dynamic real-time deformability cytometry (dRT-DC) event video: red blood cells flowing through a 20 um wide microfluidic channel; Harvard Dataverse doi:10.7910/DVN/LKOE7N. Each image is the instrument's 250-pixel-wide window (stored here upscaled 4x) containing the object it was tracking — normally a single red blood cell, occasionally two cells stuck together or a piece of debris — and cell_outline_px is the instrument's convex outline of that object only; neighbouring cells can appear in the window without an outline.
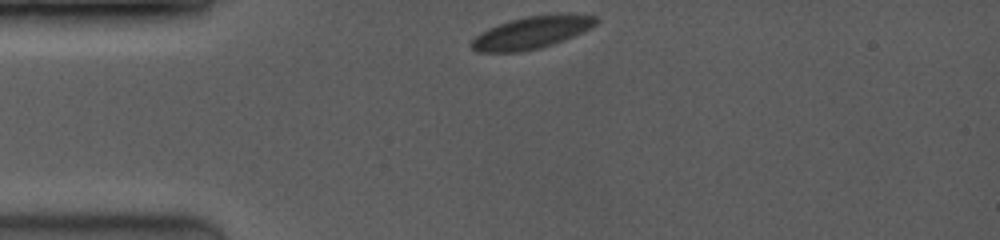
{"species": "common noctule bat (a hibernating species)", "species_latin": "Nyctalus noctula", "temperature_condition": "room temperature", "stored_images_in_passage": 30, "camera_frame_rate_fps": 3500, "um_per_image_px": 0.085, "animal": {"sex": "female", "body_mass_g": 19.0, "forearm_length_mm": 53.3}, "frame": {"image": 1, "passage_image": 1, "time_ms": 0.0, "image_size_px": [1000, 240], "cell_outline_px": [[600, 20], [596, 24], [580, 32], [552, 44], [540, 48], [520, 52], [476, 52], [468, 44], [480, 32], [488, 28], [512, 20], [528, 16], [596, 16]], "centroid_in_image_um": [45.05, 2.82], "position_along_channel_um": 39.9, "area_um2": 22.43}}
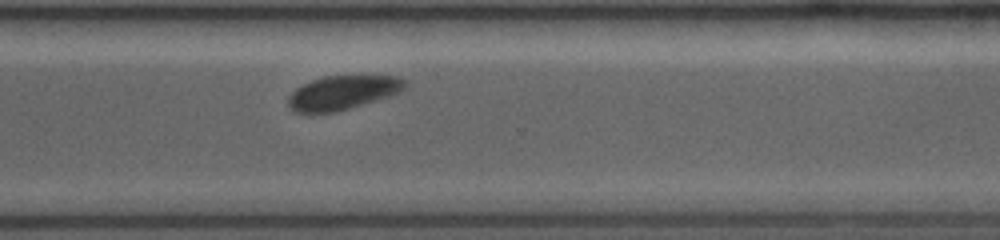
{"frame": {"image": 2, "passage_image": 24, "time_ms": 8.286, "image_size_px": [1000, 240], "cell_outline_px": [[408, 84], [400, 92], [388, 96], [348, 108], [332, 112], [292, 112], [288, 104], [288, 96], [296, 88], [312, 80], [324, 76], [400, 76], [408, 80]], "centroid_in_image_um": [29.14, 7.85], "position_along_channel_um": 341.5, "area_um2": 22.89}}
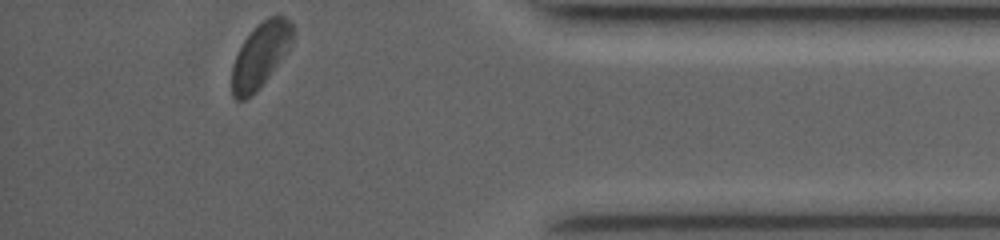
{"frame": {"image": 3, "passage_image": 30, "time_ms": 10.571, "image_size_px": [1000, 240], "cell_outline_px": [[292, 40], [264, 80], [244, 100], [236, 100], [232, 96], [232, 64], [244, 40], [268, 16], [280, 12], [292, 24]], "centroid_in_image_um": [22.09, 4.63], "position_along_channel_um": 413.1, "area_um2": 21.62}, "authors_computed_cell_mechanics": {"area_um2": 24.3338, "velocity_mm_per_s": 3.9772, "shape_relaxation_time_tau1_ms": 1.4318, "shape_relaxation_time_tau2_ms": null, "deformation_change_tau1": 0.0524, "deformation_change_tau2": null}}